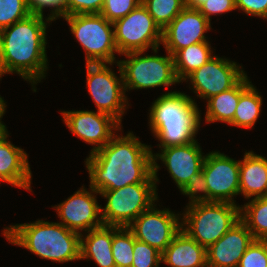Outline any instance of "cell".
I'll return each instance as SVG.
<instances>
[{
    "label": "cell",
    "instance_id": "1",
    "mask_svg": "<svg viewBox=\"0 0 267 267\" xmlns=\"http://www.w3.org/2000/svg\"><path fill=\"white\" fill-rule=\"evenodd\" d=\"M150 148L132 132L126 136L116 134L105 146L86 158L89 186L100 194L129 184L156 183Z\"/></svg>",
    "mask_w": 267,
    "mask_h": 267
},
{
    "label": "cell",
    "instance_id": "2",
    "mask_svg": "<svg viewBox=\"0 0 267 267\" xmlns=\"http://www.w3.org/2000/svg\"><path fill=\"white\" fill-rule=\"evenodd\" d=\"M46 25L42 15L30 14L4 28L2 76L17 73L33 88L45 77L48 69Z\"/></svg>",
    "mask_w": 267,
    "mask_h": 267
},
{
    "label": "cell",
    "instance_id": "3",
    "mask_svg": "<svg viewBox=\"0 0 267 267\" xmlns=\"http://www.w3.org/2000/svg\"><path fill=\"white\" fill-rule=\"evenodd\" d=\"M149 124L160 141L159 148L195 141L200 127V112L194 100L177 91L162 94L152 103Z\"/></svg>",
    "mask_w": 267,
    "mask_h": 267
},
{
    "label": "cell",
    "instance_id": "4",
    "mask_svg": "<svg viewBox=\"0 0 267 267\" xmlns=\"http://www.w3.org/2000/svg\"><path fill=\"white\" fill-rule=\"evenodd\" d=\"M3 235L11 243L28 249L40 258L64 263L80 260L81 234L60 223L37 220L6 227Z\"/></svg>",
    "mask_w": 267,
    "mask_h": 267
},
{
    "label": "cell",
    "instance_id": "5",
    "mask_svg": "<svg viewBox=\"0 0 267 267\" xmlns=\"http://www.w3.org/2000/svg\"><path fill=\"white\" fill-rule=\"evenodd\" d=\"M186 207L181 229L206 249L240 220V206L228 202H201Z\"/></svg>",
    "mask_w": 267,
    "mask_h": 267
},
{
    "label": "cell",
    "instance_id": "6",
    "mask_svg": "<svg viewBox=\"0 0 267 267\" xmlns=\"http://www.w3.org/2000/svg\"><path fill=\"white\" fill-rule=\"evenodd\" d=\"M69 24L71 33L80 42L86 54V64L115 63V43L113 23L99 14H76L63 17Z\"/></svg>",
    "mask_w": 267,
    "mask_h": 267
},
{
    "label": "cell",
    "instance_id": "7",
    "mask_svg": "<svg viewBox=\"0 0 267 267\" xmlns=\"http://www.w3.org/2000/svg\"><path fill=\"white\" fill-rule=\"evenodd\" d=\"M157 183H136L100 193L107 203L101 209L104 225L128 227L157 200Z\"/></svg>",
    "mask_w": 267,
    "mask_h": 267
},
{
    "label": "cell",
    "instance_id": "8",
    "mask_svg": "<svg viewBox=\"0 0 267 267\" xmlns=\"http://www.w3.org/2000/svg\"><path fill=\"white\" fill-rule=\"evenodd\" d=\"M144 52H129L123 54L128 60H118L121 67L125 92L129 89H147L155 87H169L178 80L174 59L170 53L168 55H146Z\"/></svg>",
    "mask_w": 267,
    "mask_h": 267
},
{
    "label": "cell",
    "instance_id": "9",
    "mask_svg": "<svg viewBox=\"0 0 267 267\" xmlns=\"http://www.w3.org/2000/svg\"><path fill=\"white\" fill-rule=\"evenodd\" d=\"M115 43L119 54L145 52L152 47L157 54L162 44V30L141 3L125 17L113 23Z\"/></svg>",
    "mask_w": 267,
    "mask_h": 267
},
{
    "label": "cell",
    "instance_id": "10",
    "mask_svg": "<svg viewBox=\"0 0 267 267\" xmlns=\"http://www.w3.org/2000/svg\"><path fill=\"white\" fill-rule=\"evenodd\" d=\"M117 66L120 78L106 63L86 64V85L97 106V112L108 114L121 124L128 100L125 96L123 75L118 61Z\"/></svg>",
    "mask_w": 267,
    "mask_h": 267
},
{
    "label": "cell",
    "instance_id": "11",
    "mask_svg": "<svg viewBox=\"0 0 267 267\" xmlns=\"http://www.w3.org/2000/svg\"><path fill=\"white\" fill-rule=\"evenodd\" d=\"M209 202H228L235 204L233 196L240 194V160L236 161L219 151L205 155L202 165Z\"/></svg>",
    "mask_w": 267,
    "mask_h": 267
},
{
    "label": "cell",
    "instance_id": "12",
    "mask_svg": "<svg viewBox=\"0 0 267 267\" xmlns=\"http://www.w3.org/2000/svg\"><path fill=\"white\" fill-rule=\"evenodd\" d=\"M241 67L234 61L214 55L199 69L190 73L184 81L190 79L197 97L209 99L234 87L246 75Z\"/></svg>",
    "mask_w": 267,
    "mask_h": 267
},
{
    "label": "cell",
    "instance_id": "13",
    "mask_svg": "<svg viewBox=\"0 0 267 267\" xmlns=\"http://www.w3.org/2000/svg\"><path fill=\"white\" fill-rule=\"evenodd\" d=\"M142 212L128 228L135 239L155 247L161 253L172 242L175 235L181 230L179 214L169 209L154 208Z\"/></svg>",
    "mask_w": 267,
    "mask_h": 267
},
{
    "label": "cell",
    "instance_id": "14",
    "mask_svg": "<svg viewBox=\"0 0 267 267\" xmlns=\"http://www.w3.org/2000/svg\"><path fill=\"white\" fill-rule=\"evenodd\" d=\"M89 189L90 191L84 187L80 188L67 200L53 207L62 220L60 224L79 234L80 231L88 232L104 225L101 217L102 207L98 205L95 196L98 192L92 187Z\"/></svg>",
    "mask_w": 267,
    "mask_h": 267
},
{
    "label": "cell",
    "instance_id": "15",
    "mask_svg": "<svg viewBox=\"0 0 267 267\" xmlns=\"http://www.w3.org/2000/svg\"><path fill=\"white\" fill-rule=\"evenodd\" d=\"M61 113L63 121L74 135L94 145L90 153L101 149L116 135L112 130H121V124L105 113L86 110Z\"/></svg>",
    "mask_w": 267,
    "mask_h": 267
},
{
    "label": "cell",
    "instance_id": "16",
    "mask_svg": "<svg viewBox=\"0 0 267 267\" xmlns=\"http://www.w3.org/2000/svg\"><path fill=\"white\" fill-rule=\"evenodd\" d=\"M211 29L210 21L198 10L185 7L162 30V44L172 56L185 47L208 42L205 32Z\"/></svg>",
    "mask_w": 267,
    "mask_h": 267
},
{
    "label": "cell",
    "instance_id": "17",
    "mask_svg": "<svg viewBox=\"0 0 267 267\" xmlns=\"http://www.w3.org/2000/svg\"><path fill=\"white\" fill-rule=\"evenodd\" d=\"M161 153L153 154V175L155 182H158L157 172L160 168L156 163L157 159L163 161L171 177L181 190L189 179L202 169L205 156L201 152L197 140L184 144L160 148Z\"/></svg>",
    "mask_w": 267,
    "mask_h": 267
},
{
    "label": "cell",
    "instance_id": "18",
    "mask_svg": "<svg viewBox=\"0 0 267 267\" xmlns=\"http://www.w3.org/2000/svg\"><path fill=\"white\" fill-rule=\"evenodd\" d=\"M254 240L250 230L239 220L206 249L207 267H238L241 257Z\"/></svg>",
    "mask_w": 267,
    "mask_h": 267
},
{
    "label": "cell",
    "instance_id": "19",
    "mask_svg": "<svg viewBox=\"0 0 267 267\" xmlns=\"http://www.w3.org/2000/svg\"><path fill=\"white\" fill-rule=\"evenodd\" d=\"M6 130L0 136V182L31 191L32 173L28 155L23 149L14 146L8 140Z\"/></svg>",
    "mask_w": 267,
    "mask_h": 267
},
{
    "label": "cell",
    "instance_id": "20",
    "mask_svg": "<svg viewBox=\"0 0 267 267\" xmlns=\"http://www.w3.org/2000/svg\"><path fill=\"white\" fill-rule=\"evenodd\" d=\"M161 262L171 267H207L206 248L181 229L162 252Z\"/></svg>",
    "mask_w": 267,
    "mask_h": 267
},
{
    "label": "cell",
    "instance_id": "21",
    "mask_svg": "<svg viewBox=\"0 0 267 267\" xmlns=\"http://www.w3.org/2000/svg\"><path fill=\"white\" fill-rule=\"evenodd\" d=\"M240 194L245 199L267 196V159L252 151L240 160Z\"/></svg>",
    "mask_w": 267,
    "mask_h": 267
},
{
    "label": "cell",
    "instance_id": "22",
    "mask_svg": "<svg viewBox=\"0 0 267 267\" xmlns=\"http://www.w3.org/2000/svg\"><path fill=\"white\" fill-rule=\"evenodd\" d=\"M87 233L85 237L81 233L80 260L90 258L99 267H116L112 255V226L103 225Z\"/></svg>",
    "mask_w": 267,
    "mask_h": 267
},
{
    "label": "cell",
    "instance_id": "23",
    "mask_svg": "<svg viewBox=\"0 0 267 267\" xmlns=\"http://www.w3.org/2000/svg\"><path fill=\"white\" fill-rule=\"evenodd\" d=\"M261 106V95H259L251 81L248 80L247 75H245L240 80V99L233 117V122L230 125L252 128L260 115Z\"/></svg>",
    "mask_w": 267,
    "mask_h": 267
},
{
    "label": "cell",
    "instance_id": "24",
    "mask_svg": "<svg viewBox=\"0 0 267 267\" xmlns=\"http://www.w3.org/2000/svg\"><path fill=\"white\" fill-rule=\"evenodd\" d=\"M210 47L209 42H200L178 50L173 55L175 73L180 82L213 57Z\"/></svg>",
    "mask_w": 267,
    "mask_h": 267
},
{
    "label": "cell",
    "instance_id": "25",
    "mask_svg": "<svg viewBox=\"0 0 267 267\" xmlns=\"http://www.w3.org/2000/svg\"><path fill=\"white\" fill-rule=\"evenodd\" d=\"M239 99L240 81L229 90L207 99L206 123L220 121L230 125L233 122Z\"/></svg>",
    "mask_w": 267,
    "mask_h": 267
},
{
    "label": "cell",
    "instance_id": "26",
    "mask_svg": "<svg viewBox=\"0 0 267 267\" xmlns=\"http://www.w3.org/2000/svg\"><path fill=\"white\" fill-rule=\"evenodd\" d=\"M240 220L255 240H267V196L252 198L240 207Z\"/></svg>",
    "mask_w": 267,
    "mask_h": 267
},
{
    "label": "cell",
    "instance_id": "27",
    "mask_svg": "<svg viewBox=\"0 0 267 267\" xmlns=\"http://www.w3.org/2000/svg\"><path fill=\"white\" fill-rule=\"evenodd\" d=\"M134 234L128 227L112 226V255L116 267H131Z\"/></svg>",
    "mask_w": 267,
    "mask_h": 267
},
{
    "label": "cell",
    "instance_id": "28",
    "mask_svg": "<svg viewBox=\"0 0 267 267\" xmlns=\"http://www.w3.org/2000/svg\"><path fill=\"white\" fill-rule=\"evenodd\" d=\"M142 4L163 30L186 7V0H142Z\"/></svg>",
    "mask_w": 267,
    "mask_h": 267
},
{
    "label": "cell",
    "instance_id": "29",
    "mask_svg": "<svg viewBox=\"0 0 267 267\" xmlns=\"http://www.w3.org/2000/svg\"><path fill=\"white\" fill-rule=\"evenodd\" d=\"M31 13L27 0H0V27L6 28Z\"/></svg>",
    "mask_w": 267,
    "mask_h": 267
},
{
    "label": "cell",
    "instance_id": "30",
    "mask_svg": "<svg viewBox=\"0 0 267 267\" xmlns=\"http://www.w3.org/2000/svg\"><path fill=\"white\" fill-rule=\"evenodd\" d=\"M161 254L155 247L141 242L134 237L133 262L131 267H159Z\"/></svg>",
    "mask_w": 267,
    "mask_h": 267
},
{
    "label": "cell",
    "instance_id": "31",
    "mask_svg": "<svg viewBox=\"0 0 267 267\" xmlns=\"http://www.w3.org/2000/svg\"><path fill=\"white\" fill-rule=\"evenodd\" d=\"M142 0H105L100 12L109 22L114 23L138 7Z\"/></svg>",
    "mask_w": 267,
    "mask_h": 267
},
{
    "label": "cell",
    "instance_id": "32",
    "mask_svg": "<svg viewBox=\"0 0 267 267\" xmlns=\"http://www.w3.org/2000/svg\"><path fill=\"white\" fill-rule=\"evenodd\" d=\"M238 267H267V240H254L241 257Z\"/></svg>",
    "mask_w": 267,
    "mask_h": 267
},
{
    "label": "cell",
    "instance_id": "33",
    "mask_svg": "<svg viewBox=\"0 0 267 267\" xmlns=\"http://www.w3.org/2000/svg\"><path fill=\"white\" fill-rule=\"evenodd\" d=\"M182 194L189 196V204L209 202L208 185L202 169L194 174L188 181V183L180 190ZM198 192L204 193L203 195H197Z\"/></svg>",
    "mask_w": 267,
    "mask_h": 267
},
{
    "label": "cell",
    "instance_id": "34",
    "mask_svg": "<svg viewBox=\"0 0 267 267\" xmlns=\"http://www.w3.org/2000/svg\"><path fill=\"white\" fill-rule=\"evenodd\" d=\"M28 5L30 8V11L32 14L36 15H42L43 9L45 7H51V14L47 19H45L48 22H51L58 17H64L66 16V0H27Z\"/></svg>",
    "mask_w": 267,
    "mask_h": 267
},
{
    "label": "cell",
    "instance_id": "35",
    "mask_svg": "<svg viewBox=\"0 0 267 267\" xmlns=\"http://www.w3.org/2000/svg\"><path fill=\"white\" fill-rule=\"evenodd\" d=\"M105 0H66V16L76 14H99Z\"/></svg>",
    "mask_w": 267,
    "mask_h": 267
},
{
    "label": "cell",
    "instance_id": "36",
    "mask_svg": "<svg viewBox=\"0 0 267 267\" xmlns=\"http://www.w3.org/2000/svg\"><path fill=\"white\" fill-rule=\"evenodd\" d=\"M198 10L209 20L213 14H222L236 10L235 0H207Z\"/></svg>",
    "mask_w": 267,
    "mask_h": 267
},
{
    "label": "cell",
    "instance_id": "37",
    "mask_svg": "<svg viewBox=\"0 0 267 267\" xmlns=\"http://www.w3.org/2000/svg\"><path fill=\"white\" fill-rule=\"evenodd\" d=\"M235 7L250 16L267 19V0H235Z\"/></svg>",
    "mask_w": 267,
    "mask_h": 267
},
{
    "label": "cell",
    "instance_id": "38",
    "mask_svg": "<svg viewBox=\"0 0 267 267\" xmlns=\"http://www.w3.org/2000/svg\"><path fill=\"white\" fill-rule=\"evenodd\" d=\"M3 32H4V28L0 27V79L2 78V60H3V53H4Z\"/></svg>",
    "mask_w": 267,
    "mask_h": 267
},
{
    "label": "cell",
    "instance_id": "39",
    "mask_svg": "<svg viewBox=\"0 0 267 267\" xmlns=\"http://www.w3.org/2000/svg\"><path fill=\"white\" fill-rule=\"evenodd\" d=\"M207 0H186V7L198 9Z\"/></svg>",
    "mask_w": 267,
    "mask_h": 267
},
{
    "label": "cell",
    "instance_id": "40",
    "mask_svg": "<svg viewBox=\"0 0 267 267\" xmlns=\"http://www.w3.org/2000/svg\"><path fill=\"white\" fill-rule=\"evenodd\" d=\"M6 102L4 101V99L0 96V125H4L1 121V118H3V115L5 114V110H6Z\"/></svg>",
    "mask_w": 267,
    "mask_h": 267
},
{
    "label": "cell",
    "instance_id": "41",
    "mask_svg": "<svg viewBox=\"0 0 267 267\" xmlns=\"http://www.w3.org/2000/svg\"><path fill=\"white\" fill-rule=\"evenodd\" d=\"M7 130L6 125H0V136Z\"/></svg>",
    "mask_w": 267,
    "mask_h": 267
}]
</instances>
